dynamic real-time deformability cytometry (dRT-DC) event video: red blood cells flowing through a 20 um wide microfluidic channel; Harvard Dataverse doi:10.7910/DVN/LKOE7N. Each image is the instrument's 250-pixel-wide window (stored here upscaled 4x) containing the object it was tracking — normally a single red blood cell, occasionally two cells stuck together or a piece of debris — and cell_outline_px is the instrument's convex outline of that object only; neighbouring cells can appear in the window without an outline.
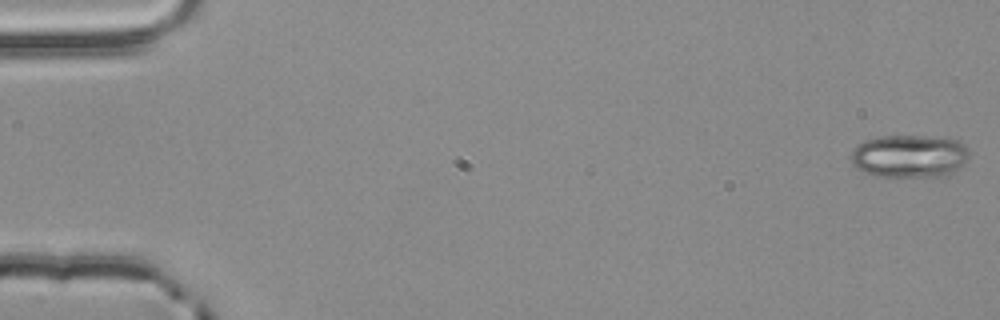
{"species": "common noctule bat (a hibernating species)", "species_latin": "Nyctalus noctula", "temperature_condition": "room temperature", "stored_images_in_passage": 5, "camera_frame_rate_fps": 3000, "um_per_image_px": 0.085, "animal": {"sex": "male", "body_mass_g": 20.4}, "frame": {"image": 1, "passage_image": 1, "time_ms": 0.0, "image_size_px": [1000, 320], "cell_outline_px": [[968, 160], [944, 176], [936, 180], [876, 176], [864, 172], [856, 168], [852, 164], [852, 148], [856, 144], [864, 140], [880, 136], [924, 136], [960, 140], [964, 144], [968, 152]], "centroid_in_image_um": [77.28, 13.31], "position_along_channel_um": 7.7, "area_um2": 30.4}}